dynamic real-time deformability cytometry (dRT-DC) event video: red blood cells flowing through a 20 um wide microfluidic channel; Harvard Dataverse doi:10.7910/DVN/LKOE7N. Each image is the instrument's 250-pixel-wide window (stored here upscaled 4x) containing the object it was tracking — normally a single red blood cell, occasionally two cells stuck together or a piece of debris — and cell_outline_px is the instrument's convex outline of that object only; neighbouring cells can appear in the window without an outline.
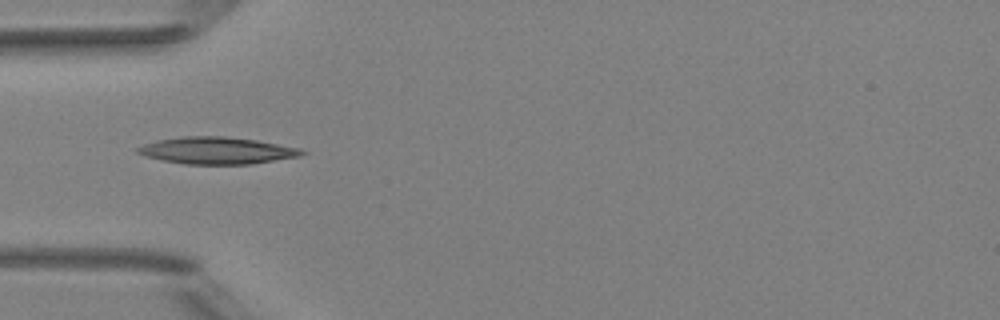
{"species": "Egyptian fruit bat (a non-hibernating species)", "species_latin": "Rousettus aegyptiacus", "temperature_condition": "room temperature", "stored_images_in_passage": 1, "camera_frame_rate_fps": 3000, "um_per_image_px": 0.085, "animal": {"sex": "female"}, "frame": {"image": 1, "passage_image": 1, "time_ms": 0.0, "image_size_px": [1000, 320], "cell_outline_px": [[308, 152], [300, 156], [252, 164], [184, 164], [144, 156], [136, 152], [136, 148], [144, 144], [156, 140], [184, 136], [224, 136], [256, 140], [300, 148]], "centroid_in_image_um": [18.43, 12.79], "position_along_channel_um": 66.6, "area_um2": 25.78}}